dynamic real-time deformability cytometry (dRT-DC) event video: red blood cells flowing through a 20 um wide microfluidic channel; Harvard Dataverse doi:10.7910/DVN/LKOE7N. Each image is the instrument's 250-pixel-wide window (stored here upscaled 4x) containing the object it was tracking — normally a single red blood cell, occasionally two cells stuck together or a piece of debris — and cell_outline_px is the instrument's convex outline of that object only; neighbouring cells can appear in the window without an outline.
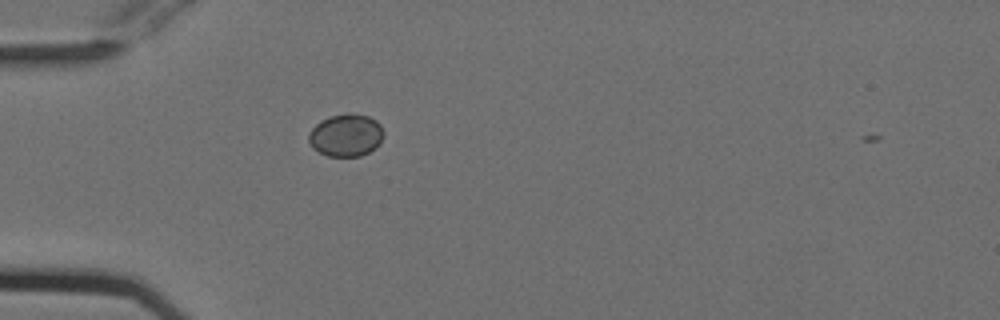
{"species": "Egyptian fruit bat (a non-hibernating species)", "species_latin": "Rousettus aegyptiacus", "temperature_condition": "cold", "stored_images_in_passage": 42, "camera_frame_rate_fps": 3000, "um_per_image_px": 0.085, "animal": {"sex": "female"}, "frame": {"image": 1, "passage_image": 3, "time_ms": 0.667, "image_size_px": [1000, 320], "cell_outline_px": [[384, 136], [380, 144], [376, 148], [360, 156], [328, 156], [312, 148], [308, 140], [308, 132], [320, 120], [328, 116], [348, 112], [368, 116], [376, 120], [380, 124], [384, 132]], "centroid_in_image_um": [29.41, 11.48], "position_along_channel_um": 55.6, "area_um2": 18.9}}
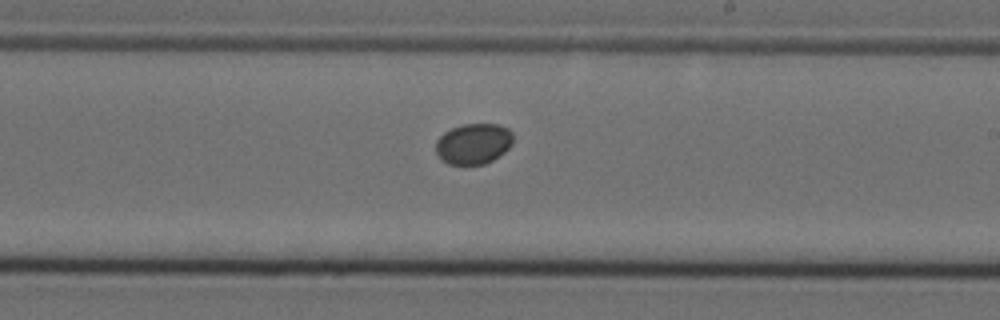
{"frame": {"image": 2, "passage_image": 19, "time_ms": 6.0, "image_size_px": [1000, 320], "cell_outline_px": [[512, 144], [504, 152], [492, 160], [484, 164], [448, 164], [440, 160], [436, 152], [436, 140], [444, 132], [452, 128], [464, 124], [500, 124], [508, 128], [512, 132]], "centroid_in_image_um": [40.23, 12.21], "position_along_channel_um": 248.8, "area_um2": 18.38}}
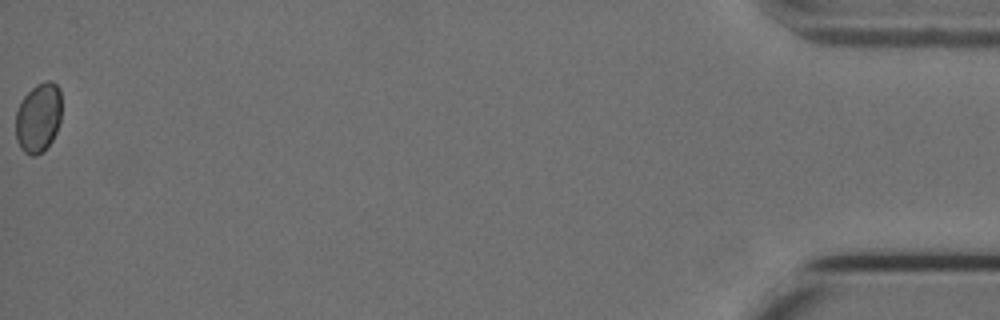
{"frame": {"image": 3, "passage_image": 41, "time_ms": 13.333, "image_size_px": [1000, 320], "cell_outline_px": [[60, 120], [56, 132], [52, 140], [36, 156], [32, 156], [24, 152], [20, 148], [16, 140], [16, 112], [20, 100], [36, 84], [44, 80], [52, 80], [60, 88]], "centroid_in_image_um": [3.24, 9.97], "position_along_channel_um": 432.0, "area_um2": 18.67}}